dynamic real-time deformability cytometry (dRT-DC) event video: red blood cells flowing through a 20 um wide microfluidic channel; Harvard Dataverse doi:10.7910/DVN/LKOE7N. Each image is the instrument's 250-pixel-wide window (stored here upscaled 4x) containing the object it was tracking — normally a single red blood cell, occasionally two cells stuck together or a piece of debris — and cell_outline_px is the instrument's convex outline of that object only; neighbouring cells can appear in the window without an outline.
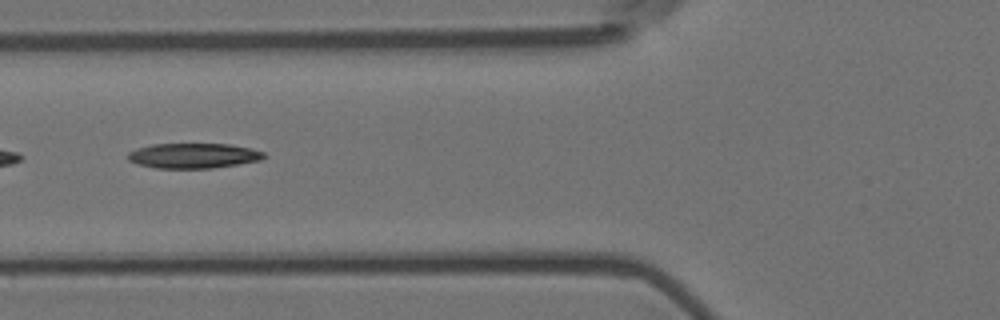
{"species": "Egyptian fruit bat (a non-hibernating species)", "species_latin": "Rousettus aegyptiacus", "temperature_condition": "room temperature", "stored_images_in_passage": 12, "camera_frame_rate_fps": 3000, "um_per_image_px": 0.085, "animal": {"sex": "female"}, "frame": {"image": 1, "passage_image": 3, "time_ms": 0.667, "image_size_px": [1000, 320], "cell_outline_px": [[268, 156], [260, 160], [212, 168], [156, 168], [140, 164], [128, 160], [128, 152], [136, 148], [152, 144], [228, 144], [252, 148], [264, 152]], "centroid_in_image_um": [16.46, 13.22], "position_along_channel_um": 109.3, "area_um2": 19.83}}
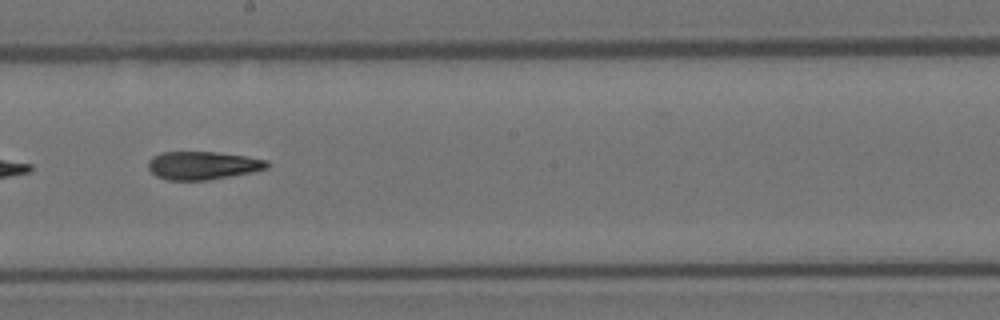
{"frame": {"image": 2, "passage_image": 6, "time_ms": 1.667, "image_size_px": [1000, 320], "cell_outline_px": [[268, 168], [252, 172], [208, 180], [168, 180], [156, 176], [148, 168], [148, 160], [152, 156], [160, 152], [216, 152], [244, 156], [268, 160]], "centroid_in_image_um": [17.2, 14.06], "position_along_channel_um": 231.0, "area_um2": 19.48}}
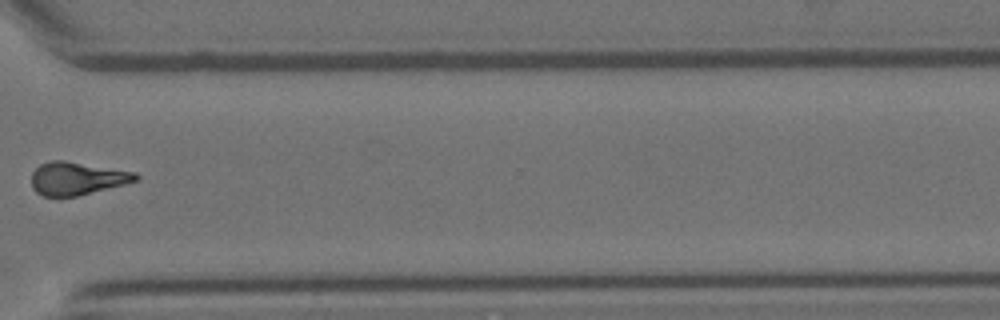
{"frame": {"image": 3, "passage_image": 9, "time_ms": 2.667, "image_size_px": [1000, 320], "cell_outline_px": [[140, 176], [136, 180], [124, 184], [76, 196], [44, 196], [36, 192], [32, 188], [32, 172], [40, 164], [52, 160], [64, 160], [136, 172]], "centroid_in_image_um": [6.52, 15.15], "position_along_channel_um": 364.1, "area_um2": 19.83}}